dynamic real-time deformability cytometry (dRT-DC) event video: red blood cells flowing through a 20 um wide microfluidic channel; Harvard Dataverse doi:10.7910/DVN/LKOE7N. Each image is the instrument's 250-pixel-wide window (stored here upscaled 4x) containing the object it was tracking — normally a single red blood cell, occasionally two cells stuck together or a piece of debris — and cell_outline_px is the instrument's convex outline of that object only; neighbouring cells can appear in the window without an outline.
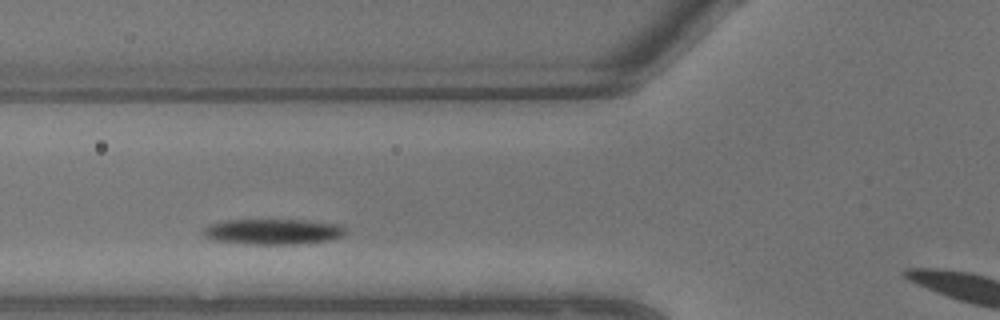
{"species": "common noctule bat (a hibernating species)", "species_latin": "Nyctalus noctula", "temperature_condition": "warm", "stored_images_in_passage": 5, "camera_frame_rate_fps": 3000, "um_per_image_px": 0.085, "animal": {"sex": "male", "body_mass_g": 13.3}, "frame": {"image": 1, "passage_image": 4, "time_ms": 1.0, "image_size_px": [1000, 320], "cell_outline_px": [[348, 232], [332, 240], [296, 244], [244, 244], [212, 240], [204, 236], [200, 232], [208, 224], [224, 220], [304, 220], [340, 224]], "centroid_in_image_um": [23.16, 19.69], "position_along_channel_um": 102.6, "area_um2": 21.44}}